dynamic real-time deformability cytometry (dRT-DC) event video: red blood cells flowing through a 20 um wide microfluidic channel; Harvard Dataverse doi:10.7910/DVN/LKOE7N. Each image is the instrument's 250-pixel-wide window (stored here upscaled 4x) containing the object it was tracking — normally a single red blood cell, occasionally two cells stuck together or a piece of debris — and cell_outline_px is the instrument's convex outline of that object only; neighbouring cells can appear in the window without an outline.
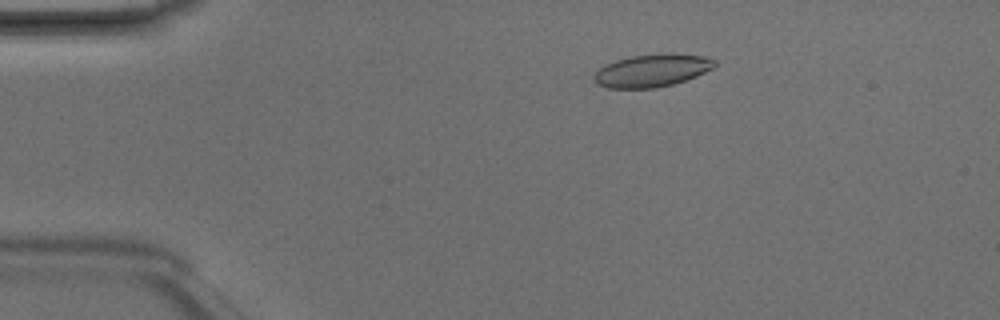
{"species": "Egyptian fruit bat (a non-hibernating species)", "species_latin": "Rousettus aegyptiacus", "temperature_condition": "room temperature", "stored_images_in_passage": 3, "camera_frame_rate_fps": 3000, "um_per_image_px": 0.085, "animal": {"sex": "male"}, "frame": {"image": 1, "passage_image": 2, "time_ms": 0.333, "image_size_px": [1000, 320], "cell_outline_px": [[716, 64], [712, 68], [696, 76], [672, 84], [656, 88], [608, 88], [596, 84], [592, 80], [592, 76], [600, 68], [616, 60], [632, 56], [668, 52], [704, 56], [716, 60]], "centroid_in_image_um": [55.41, 5.99], "position_along_channel_um": 29.6, "area_um2": 23.0}}